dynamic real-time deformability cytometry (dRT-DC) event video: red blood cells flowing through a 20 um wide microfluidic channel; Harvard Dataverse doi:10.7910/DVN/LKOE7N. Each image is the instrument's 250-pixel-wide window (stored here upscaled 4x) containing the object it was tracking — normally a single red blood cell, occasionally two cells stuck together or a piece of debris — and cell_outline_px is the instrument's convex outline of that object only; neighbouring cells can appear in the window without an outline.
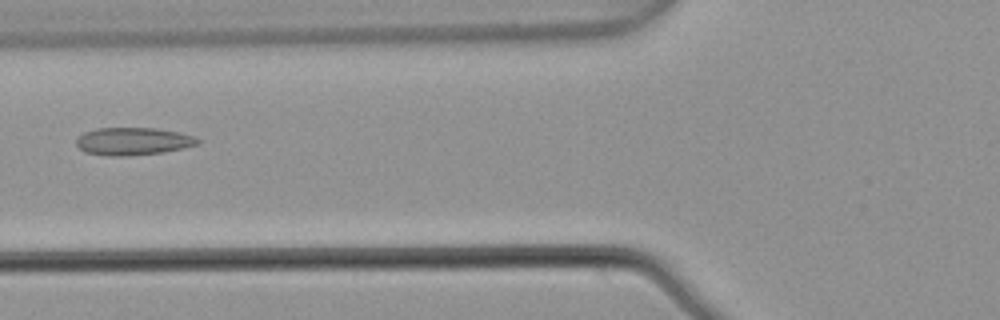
{"species": "common noctule bat (a hibernating species)", "species_latin": "Nyctalus noctula", "temperature_condition": "warm", "stored_images_in_passage": 4, "camera_frame_rate_fps": 3000, "um_per_image_px": 0.085, "animal": {"sex": "male", "body_mass_g": 21.5, "forearm_length_mm": 52.0}, "frame": {"image": 1, "passage_image": 4, "time_ms": 1.0, "image_size_px": [1000, 320], "cell_outline_px": [[200, 144], [184, 148], [164, 152], [128, 156], [108, 156], [84, 152], [76, 144], [76, 140], [84, 132], [96, 128], [156, 128], [180, 132], [196, 136], [200, 140]], "centroid_in_image_um": [11.35, 12.01], "position_along_channel_um": 114.4, "area_um2": 19.77}}